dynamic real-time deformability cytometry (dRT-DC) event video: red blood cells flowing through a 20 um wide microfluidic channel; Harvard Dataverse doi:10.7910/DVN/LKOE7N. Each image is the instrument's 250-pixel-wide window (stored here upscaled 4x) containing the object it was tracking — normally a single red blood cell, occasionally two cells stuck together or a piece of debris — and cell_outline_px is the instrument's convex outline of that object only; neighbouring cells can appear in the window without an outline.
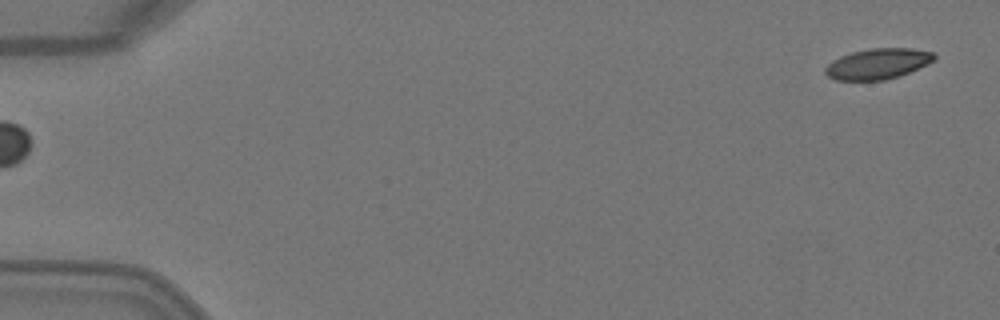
{"species": "Egyptian fruit bat (a non-hibernating species)", "species_latin": "Rousettus aegyptiacus", "temperature_condition": "warm", "stored_images_in_passage": 4, "segment_of_instrument_passage": [2, 2], "camera_frame_rate_fps": 3000, "um_per_image_px": 0.085, "animal": {"sex": "female"}, "frame": {"image": 1, "passage_image": 4, "time_ms": 1.0, "image_size_px": [1000, 320], "cell_outline_px": [[936, 60], [928, 64], [900, 76], [884, 80], [836, 80], [828, 76], [824, 72], [824, 68], [832, 60], [840, 56], [852, 52], [872, 48], [912, 48], [932, 52], [936, 56]], "centroid_in_image_um": [74.62, 5.42], "position_along_channel_um": 10.4, "area_um2": 19.54}}